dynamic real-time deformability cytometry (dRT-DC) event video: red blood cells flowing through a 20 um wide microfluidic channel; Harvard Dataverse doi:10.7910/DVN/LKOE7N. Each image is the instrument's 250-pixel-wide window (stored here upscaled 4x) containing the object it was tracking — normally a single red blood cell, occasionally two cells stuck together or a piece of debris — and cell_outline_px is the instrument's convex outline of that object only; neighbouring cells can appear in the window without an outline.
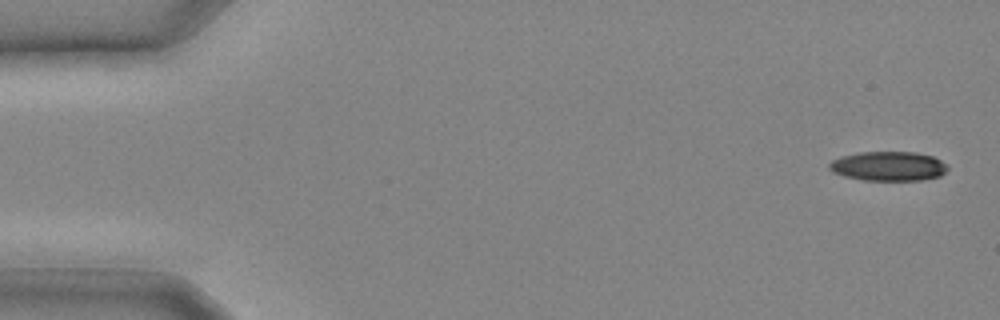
{"species": "common noctule bat (a hibernating species)", "species_latin": "Nyctalus noctula", "temperature_condition": "cold", "stored_images_in_passage": 10, "camera_frame_rate_fps": 3000, "um_per_image_px": 0.085, "animal": {"sex": "male", "body_mass_g": 20.4}, "frame": {"image": 1, "passage_image": 1, "time_ms": 0.0, "image_size_px": [1000, 320], "cell_outline_px": [[948, 168], [940, 176], [920, 180], [864, 180], [844, 176], [832, 172], [828, 168], [828, 164], [832, 160], [840, 156], [860, 152], [916, 152], [932, 156], [948, 164]], "centroid_in_image_um": [75.49, 14.12], "position_along_channel_um": 9.5, "area_um2": 20.35}}
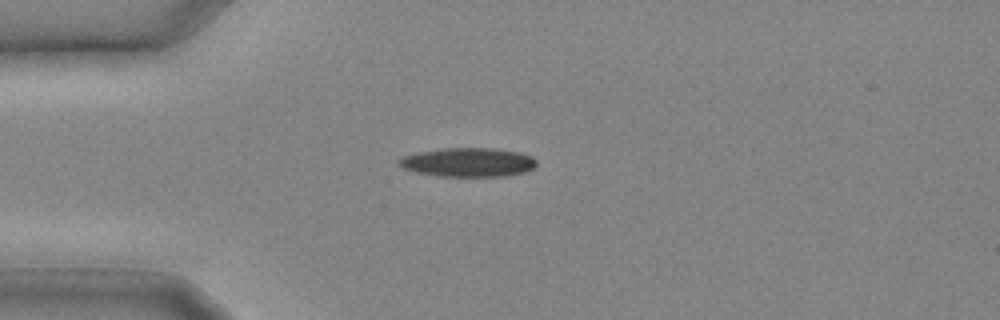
{"frame": {"image": 2, "passage_image": 7, "time_ms": 2.0, "image_size_px": [1000, 320], "cell_outline_px": [[536, 164], [532, 168], [524, 172], [504, 176], [436, 176], [416, 172], [404, 168], [396, 164], [396, 160], [400, 156], [420, 152], [444, 148], [496, 148], [520, 152], [532, 156], [536, 160]], "centroid_in_image_um": [39.75, 13.79], "position_along_channel_um": 45.2, "area_um2": 23.35}}
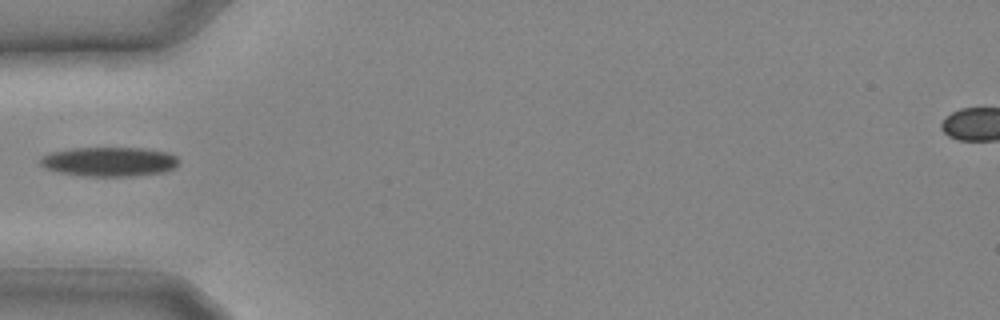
{"frame": {"image": 3, "passage_image": 9, "time_ms": 2.667, "image_size_px": [1000, 320], "cell_outline_px": [[180, 164], [176, 168], [164, 172], [132, 176], [84, 176], [60, 172], [44, 168], [40, 164], [40, 156], [48, 152], [68, 148], [144, 148], [168, 152], [176, 156], [180, 160]], "centroid_in_image_um": [9.29, 13.73], "position_along_channel_um": 75.7, "area_um2": 24.1}}